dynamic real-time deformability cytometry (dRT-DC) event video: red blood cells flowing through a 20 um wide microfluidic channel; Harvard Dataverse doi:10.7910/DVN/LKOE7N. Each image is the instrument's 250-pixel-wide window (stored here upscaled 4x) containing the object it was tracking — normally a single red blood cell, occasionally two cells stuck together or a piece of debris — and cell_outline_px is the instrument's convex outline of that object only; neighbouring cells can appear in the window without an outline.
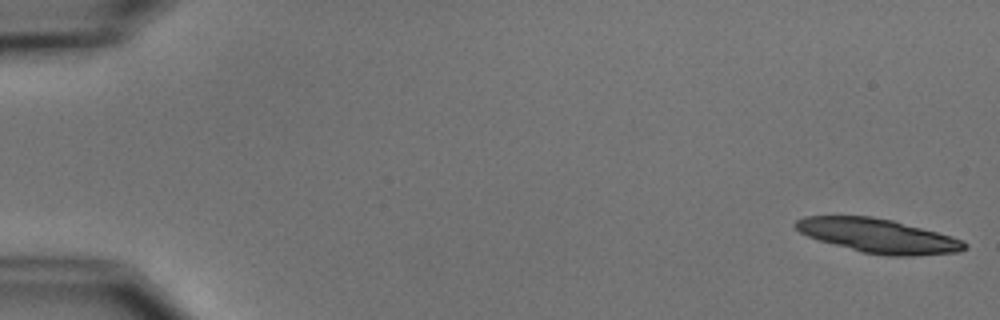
{"species": "common noctule bat (a hibernating species)", "species_latin": "Nyctalus noctula", "temperature_condition": "cold", "stored_images_in_passage": 6, "camera_frame_rate_fps": 3000, "um_per_image_px": 0.085, "animal": {"sex": "male", "body_mass_g": 15.6}, "frame": {"image": 1, "passage_image": 1, "time_ms": 0.0, "image_size_px": [1000, 320], "cell_outline_px": [[968, 248], [960, 252], [912, 256], [888, 256], [864, 252], [820, 240], [808, 236], [800, 232], [792, 224], [796, 220], [804, 216], [872, 216], [892, 220], [952, 236], [964, 240], [968, 244]], "centroid_in_image_um": [74.69, 20.04], "position_along_channel_um": 10.3, "area_um2": 33.41}}